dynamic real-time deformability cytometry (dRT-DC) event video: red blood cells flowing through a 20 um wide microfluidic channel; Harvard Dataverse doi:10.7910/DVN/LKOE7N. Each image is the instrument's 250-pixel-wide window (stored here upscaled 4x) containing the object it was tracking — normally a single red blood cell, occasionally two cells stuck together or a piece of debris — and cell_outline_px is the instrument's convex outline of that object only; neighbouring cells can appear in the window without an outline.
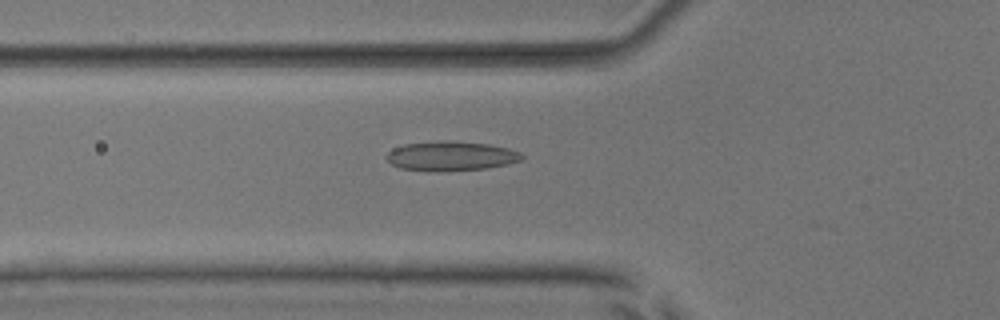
{"species": "common noctule bat (a hibernating species)", "species_latin": "Nyctalus noctula", "temperature_condition": "room temperature", "stored_images_in_passage": 11, "camera_frame_rate_fps": 3000, "um_per_image_px": 0.085, "animal": {"sex": "male", "body_mass_g": 17.9, "forearm_length_mm": 54.2}, "frame": {"image": 1, "passage_image": 6, "time_ms": 1.667, "image_size_px": [1000, 320], "cell_outline_px": [[524, 156], [520, 160], [508, 164], [488, 168], [440, 172], [400, 168], [392, 164], [384, 156], [392, 148], [404, 144], [444, 140], [448, 140], [488, 144], [508, 148], [520, 152]], "centroid_in_image_um": [38.31, 13.26], "position_along_channel_um": 87.5, "area_um2": 23.41}}
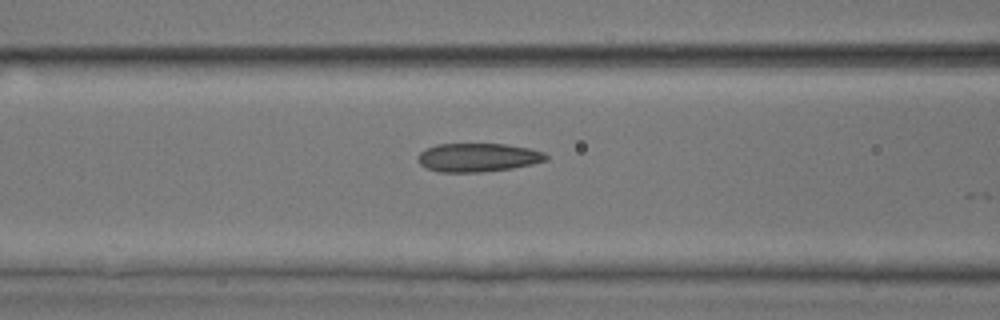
{"frame": {"image": 2, "passage_image": 9, "time_ms": 2.667, "image_size_px": [1000, 320], "cell_outline_px": [[548, 160], [532, 164], [512, 168], [480, 172], [440, 172], [428, 168], [420, 164], [416, 160], [416, 156], [420, 152], [436, 144], [504, 144], [528, 148], [544, 152], [548, 156]], "centroid_in_image_um": [40.61, 13.38], "position_along_channel_um": 126.0, "area_um2": 21.33}}